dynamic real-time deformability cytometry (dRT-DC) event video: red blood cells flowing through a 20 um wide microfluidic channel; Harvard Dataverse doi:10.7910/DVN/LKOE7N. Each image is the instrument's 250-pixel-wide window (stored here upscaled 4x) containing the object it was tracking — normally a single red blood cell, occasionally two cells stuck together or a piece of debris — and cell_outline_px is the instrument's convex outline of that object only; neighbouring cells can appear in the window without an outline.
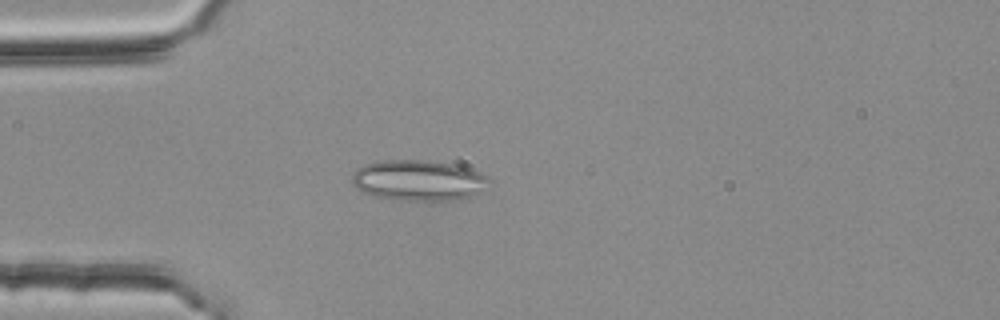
{"species": "common noctule bat (a hibernating species)", "species_latin": "Nyctalus noctula", "temperature_condition": "room temperature", "stored_images_in_passage": 2, "camera_frame_rate_fps": 3000, "um_per_image_px": 0.085, "animal": {"sex": "female", "body_mass_g": 25.1}, "frame": {"image": 1, "passage_image": 2, "time_ms": 0.333, "image_size_px": [1000, 320], "cell_outline_px": [[492, 180], [480, 192], [468, 196], [452, 200], [396, 200], [372, 196], [356, 188], [352, 184], [352, 172], [356, 168], [364, 164], [380, 160], [428, 160], [460, 164], [472, 168], [488, 176]], "centroid_in_image_um": [35.57, 15.31], "position_along_channel_um": 49.4, "area_um2": 33.06}}